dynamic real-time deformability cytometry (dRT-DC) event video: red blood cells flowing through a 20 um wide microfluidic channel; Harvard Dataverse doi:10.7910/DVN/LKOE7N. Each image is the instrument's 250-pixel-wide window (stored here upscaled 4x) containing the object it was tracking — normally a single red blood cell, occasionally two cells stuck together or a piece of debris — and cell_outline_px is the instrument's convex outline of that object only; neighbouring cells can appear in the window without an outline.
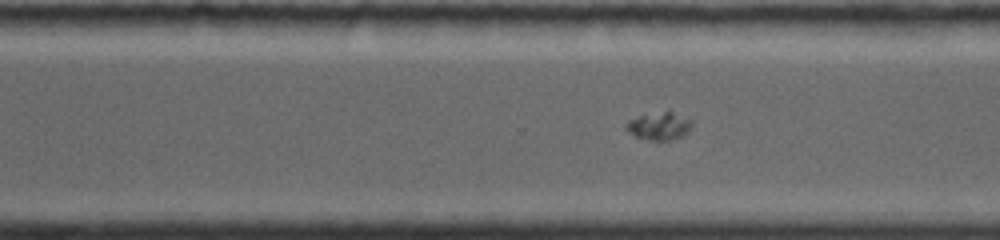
{"species": "common noctule bat (a hibernating species)", "species_latin": "Nyctalus noctula", "temperature_condition": "room temperature", "stored_images_in_passage": 57, "camera_frame_rate_fps": 4000, "um_per_image_px": 0.085, "animal": {"sex": "female", "body_mass_g": 19.0, "forearm_length_mm": 56.7}, "frame": {"image": 1, "passage_image": 33, "time_ms": 6.5, "image_size_px": [1000, 240], "cell_outline_px": [[692, 124], [688, 132], [680, 136], [668, 140], [648, 140], [636, 136], [628, 132], [624, 128], [624, 124], [628, 120], [640, 116], [668, 108], [692, 120]], "centroid_in_image_um": [56.03, 10.66], "position_along_channel_um": 314.6, "area_um2": 10.92}}
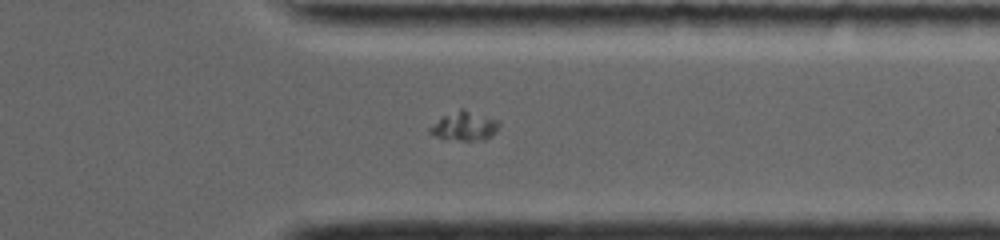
{"frame": {"image": 2, "passage_image": 41, "time_ms": 8.0, "image_size_px": [1000, 240], "cell_outline_px": [[500, 124], [496, 132], [484, 140], [444, 140], [428, 132], [428, 128], [444, 116], [460, 108], [464, 108], [500, 120]], "centroid_in_image_um": [39.51, 10.72], "position_along_channel_um": 371.9, "area_um2": 11.85}}